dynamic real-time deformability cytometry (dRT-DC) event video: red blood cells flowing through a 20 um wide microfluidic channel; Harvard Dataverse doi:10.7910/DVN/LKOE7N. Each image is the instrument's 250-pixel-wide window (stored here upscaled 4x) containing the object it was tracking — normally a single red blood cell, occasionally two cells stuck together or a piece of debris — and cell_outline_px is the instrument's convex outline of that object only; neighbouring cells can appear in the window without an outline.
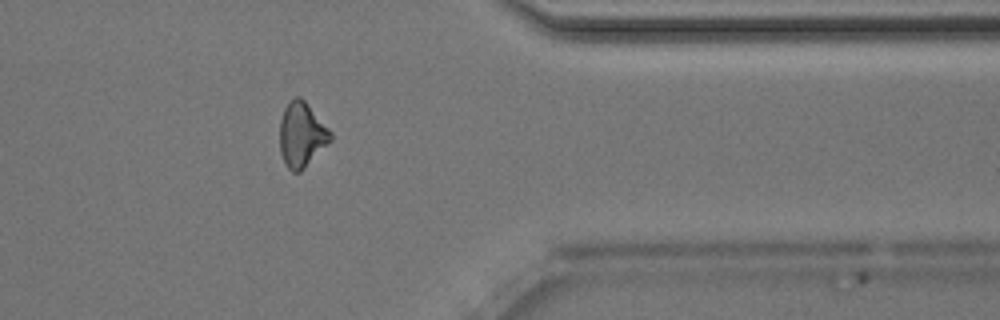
{"species": "Egyptian fruit bat (a non-hibernating species)", "species_latin": "Rousettus aegyptiacus", "temperature_condition": "room temperature", "stored_images_in_passage": 34, "camera_frame_rate_fps": 3000, "um_per_image_px": 0.085, "animal": {"sex": "male"}, "frame": {"image": 1, "passage_image": 25, "time_ms": 8.0, "image_size_px": [1000, 320], "cell_outline_px": [[332, 140], [300, 172], [292, 172], [284, 164], [280, 152], [280, 120], [284, 108], [296, 96], [300, 96], [304, 100], [332, 132]], "centroid_in_image_um": [25.64, 11.47], "position_along_channel_um": 385.8, "area_um2": 19.07}}